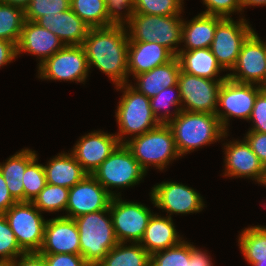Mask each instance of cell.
Here are the masks:
<instances>
[{
  "instance_id": "20",
  "label": "cell",
  "mask_w": 266,
  "mask_h": 266,
  "mask_svg": "<svg viewBox=\"0 0 266 266\" xmlns=\"http://www.w3.org/2000/svg\"><path fill=\"white\" fill-rule=\"evenodd\" d=\"M64 43L52 32L36 22L26 20L17 47V56L23 52L37 56L39 65L64 47Z\"/></svg>"
},
{
  "instance_id": "47",
  "label": "cell",
  "mask_w": 266,
  "mask_h": 266,
  "mask_svg": "<svg viewBox=\"0 0 266 266\" xmlns=\"http://www.w3.org/2000/svg\"><path fill=\"white\" fill-rule=\"evenodd\" d=\"M211 260L207 252L190 243V266H213Z\"/></svg>"
},
{
  "instance_id": "49",
  "label": "cell",
  "mask_w": 266,
  "mask_h": 266,
  "mask_svg": "<svg viewBox=\"0 0 266 266\" xmlns=\"http://www.w3.org/2000/svg\"><path fill=\"white\" fill-rule=\"evenodd\" d=\"M4 3L11 4L12 6L20 7L23 10L27 8L31 0H1Z\"/></svg>"
},
{
  "instance_id": "32",
  "label": "cell",
  "mask_w": 266,
  "mask_h": 266,
  "mask_svg": "<svg viewBox=\"0 0 266 266\" xmlns=\"http://www.w3.org/2000/svg\"><path fill=\"white\" fill-rule=\"evenodd\" d=\"M70 9L90 28L108 27L105 0H70Z\"/></svg>"
},
{
  "instance_id": "11",
  "label": "cell",
  "mask_w": 266,
  "mask_h": 266,
  "mask_svg": "<svg viewBox=\"0 0 266 266\" xmlns=\"http://www.w3.org/2000/svg\"><path fill=\"white\" fill-rule=\"evenodd\" d=\"M88 72L87 57L81 45H65L38 65V78L45 80L83 83L86 81Z\"/></svg>"
},
{
  "instance_id": "24",
  "label": "cell",
  "mask_w": 266,
  "mask_h": 266,
  "mask_svg": "<svg viewBox=\"0 0 266 266\" xmlns=\"http://www.w3.org/2000/svg\"><path fill=\"white\" fill-rule=\"evenodd\" d=\"M180 70L179 59L175 56L168 63L133 77V79L137 80V83L134 84L136 86H133V88L151 99L162 90L176 86Z\"/></svg>"
},
{
  "instance_id": "28",
  "label": "cell",
  "mask_w": 266,
  "mask_h": 266,
  "mask_svg": "<svg viewBox=\"0 0 266 266\" xmlns=\"http://www.w3.org/2000/svg\"><path fill=\"white\" fill-rule=\"evenodd\" d=\"M36 151L22 149L0 163V172L6 181L9 193L16 202H24L23 175L27 165L38 156Z\"/></svg>"
},
{
  "instance_id": "22",
  "label": "cell",
  "mask_w": 266,
  "mask_h": 266,
  "mask_svg": "<svg viewBox=\"0 0 266 266\" xmlns=\"http://www.w3.org/2000/svg\"><path fill=\"white\" fill-rule=\"evenodd\" d=\"M175 56L157 42L129 41L128 46V76L135 77L148 72L157 66L164 65Z\"/></svg>"
},
{
  "instance_id": "45",
  "label": "cell",
  "mask_w": 266,
  "mask_h": 266,
  "mask_svg": "<svg viewBox=\"0 0 266 266\" xmlns=\"http://www.w3.org/2000/svg\"><path fill=\"white\" fill-rule=\"evenodd\" d=\"M10 264L12 266H47L44 257L38 252L24 253L18 259L11 261Z\"/></svg>"
},
{
  "instance_id": "14",
  "label": "cell",
  "mask_w": 266,
  "mask_h": 266,
  "mask_svg": "<svg viewBox=\"0 0 266 266\" xmlns=\"http://www.w3.org/2000/svg\"><path fill=\"white\" fill-rule=\"evenodd\" d=\"M151 189L153 206L165 210L170 218L173 214L198 213L205 207L200 193L182 183L163 181Z\"/></svg>"
},
{
  "instance_id": "39",
  "label": "cell",
  "mask_w": 266,
  "mask_h": 266,
  "mask_svg": "<svg viewBox=\"0 0 266 266\" xmlns=\"http://www.w3.org/2000/svg\"><path fill=\"white\" fill-rule=\"evenodd\" d=\"M70 9V0H31L25 9V19L35 22L44 15H53Z\"/></svg>"
},
{
  "instance_id": "17",
  "label": "cell",
  "mask_w": 266,
  "mask_h": 266,
  "mask_svg": "<svg viewBox=\"0 0 266 266\" xmlns=\"http://www.w3.org/2000/svg\"><path fill=\"white\" fill-rule=\"evenodd\" d=\"M112 196L90 174L69 189L67 215L63 217L74 219L82 215L105 210L109 207Z\"/></svg>"
},
{
  "instance_id": "26",
  "label": "cell",
  "mask_w": 266,
  "mask_h": 266,
  "mask_svg": "<svg viewBox=\"0 0 266 266\" xmlns=\"http://www.w3.org/2000/svg\"><path fill=\"white\" fill-rule=\"evenodd\" d=\"M222 17L198 14L189 22L183 21L182 41L184 47L178 48L179 51H190L199 48H210L214 39L217 24Z\"/></svg>"
},
{
  "instance_id": "52",
  "label": "cell",
  "mask_w": 266,
  "mask_h": 266,
  "mask_svg": "<svg viewBox=\"0 0 266 266\" xmlns=\"http://www.w3.org/2000/svg\"><path fill=\"white\" fill-rule=\"evenodd\" d=\"M263 89L266 90V75H265L264 80H263Z\"/></svg>"
},
{
  "instance_id": "37",
  "label": "cell",
  "mask_w": 266,
  "mask_h": 266,
  "mask_svg": "<svg viewBox=\"0 0 266 266\" xmlns=\"http://www.w3.org/2000/svg\"><path fill=\"white\" fill-rule=\"evenodd\" d=\"M183 0H134V13L173 16L183 12Z\"/></svg>"
},
{
  "instance_id": "1",
  "label": "cell",
  "mask_w": 266,
  "mask_h": 266,
  "mask_svg": "<svg viewBox=\"0 0 266 266\" xmlns=\"http://www.w3.org/2000/svg\"><path fill=\"white\" fill-rule=\"evenodd\" d=\"M126 31L125 26L113 25L90 28L81 45L87 57L89 70L97 67L115 86L129 83V39Z\"/></svg>"
},
{
  "instance_id": "43",
  "label": "cell",
  "mask_w": 266,
  "mask_h": 266,
  "mask_svg": "<svg viewBox=\"0 0 266 266\" xmlns=\"http://www.w3.org/2000/svg\"><path fill=\"white\" fill-rule=\"evenodd\" d=\"M47 266H90L80 254H41Z\"/></svg>"
},
{
  "instance_id": "30",
  "label": "cell",
  "mask_w": 266,
  "mask_h": 266,
  "mask_svg": "<svg viewBox=\"0 0 266 266\" xmlns=\"http://www.w3.org/2000/svg\"><path fill=\"white\" fill-rule=\"evenodd\" d=\"M239 235V248L249 264L266 261V226H249Z\"/></svg>"
},
{
  "instance_id": "40",
  "label": "cell",
  "mask_w": 266,
  "mask_h": 266,
  "mask_svg": "<svg viewBox=\"0 0 266 266\" xmlns=\"http://www.w3.org/2000/svg\"><path fill=\"white\" fill-rule=\"evenodd\" d=\"M105 3L108 15V27L112 25L125 26L132 19L134 14V0H105ZM122 9L124 12H127L122 13Z\"/></svg>"
},
{
  "instance_id": "10",
  "label": "cell",
  "mask_w": 266,
  "mask_h": 266,
  "mask_svg": "<svg viewBox=\"0 0 266 266\" xmlns=\"http://www.w3.org/2000/svg\"><path fill=\"white\" fill-rule=\"evenodd\" d=\"M262 90L259 85L238 83L229 78L222 82L218 93V107L215 115L227 131L231 117L249 121L255 99Z\"/></svg>"
},
{
  "instance_id": "50",
  "label": "cell",
  "mask_w": 266,
  "mask_h": 266,
  "mask_svg": "<svg viewBox=\"0 0 266 266\" xmlns=\"http://www.w3.org/2000/svg\"><path fill=\"white\" fill-rule=\"evenodd\" d=\"M266 0H242L243 9L248 6H265Z\"/></svg>"
},
{
  "instance_id": "5",
  "label": "cell",
  "mask_w": 266,
  "mask_h": 266,
  "mask_svg": "<svg viewBox=\"0 0 266 266\" xmlns=\"http://www.w3.org/2000/svg\"><path fill=\"white\" fill-rule=\"evenodd\" d=\"M124 144L146 172L152 165L162 171L171 161L181 157L167 124H160L142 135L129 138Z\"/></svg>"
},
{
  "instance_id": "27",
  "label": "cell",
  "mask_w": 266,
  "mask_h": 266,
  "mask_svg": "<svg viewBox=\"0 0 266 266\" xmlns=\"http://www.w3.org/2000/svg\"><path fill=\"white\" fill-rule=\"evenodd\" d=\"M181 70L185 73L212 80H225L228 75L218 77L224 71L217 62L210 48H199L190 51H179L177 55Z\"/></svg>"
},
{
  "instance_id": "41",
  "label": "cell",
  "mask_w": 266,
  "mask_h": 266,
  "mask_svg": "<svg viewBox=\"0 0 266 266\" xmlns=\"http://www.w3.org/2000/svg\"><path fill=\"white\" fill-rule=\"evenodd\" d=\"M207 7L202 14L231 18L235 12H244L242 0H202ZM231 15V16H230Z\"/></svg>"
},
{
  "instance_id": "23",
  "label": "cell",
  "mask_w": 266,
  "mask_h": 266,
  "mask_svg": "<svg viewBox=\"0 0 266 266\" xmlns=\"http://www.w3.org/2000/svg\"><path fill=\"white\" fill-rule=\"evenodd\" d=\"M182 239L175 229L172 217H163L153 213L139 243L152 255L180 244Z\"/></svg>"
},
{
  "instance_id": "31",
  "label": "cell",
  "mask_w": 266,
  "mask_h": 266,
  "mask_svg": "<svg viewBox=\"0 0 266 266\" xmlns=\"http://www.w3.org/2000/svg\"><path fill=\"white\" fill-rule=\"evenodd\" d=\"M25 21V10L0 0V39L17 46Z\"/></svg>"
},
{
  "instance_id": "13",
  "label": "cell",
  "mask_w": 266,
  "mask_h": 266,
  "mask_svg": "<svg viewBox=\"0 0 266 266\" xmlns=\"http://www.w3.org/2000/svg\"><path fill=\"white\" fill-rule=\"evenodd\" d=\"M223 81L198 77L180 70L177 84L182 110L215 114Z\"/></svg>"
},
{
  "instance_id": "34",
  "label": "cell",
  "mask_w": 266,
  "mask_h": 266,
  "mask_svg": "<svg viewBox=\"0 0 266 266\" xmlns=\"http://www.w3.org/2000/svg\"><path fill=\"white\" fill-rule=\"evenodd\" d=\"M69 189L46 183L32 203L40 212L66 211Z\"/></svg>"
},
{
  "instance_id": "42",
  "label": "cell",
  "mask_w": 266,
  "mask_h": 266,
  "mask_svg": "<svg viewBox=\"0 0 266 266\" xmlns=\"http://www.w3.org/2000/svg\"><path fill=\"white\" fill-rule=\"evenodd\" d=\"M249 120L253 123L249 131L266 133V90L258 93Z\"/></svg>"
},
{
  "instance_id": "18",
  "label": "cell",
  "mask_w": 266,
  "mask_h": 266,
  "mask_svg": "<svg viewBox=\"0 0 266 266\" xmlns=\"http://www.w3.org/2000/svg\"><path fill=\"white\" fill-rule=\"evenodd\" d=\"M120 144L116 133L94 130L82 136L70 152L83 169L92 175Z\"/></svg>"
},
{
  "instance_id": "33",
  "label": "cell",
  "mask_w": 266,
  "mask_h": 266,
  "mask_svg": "<svg viewBox=\"0 0 266 266\" xmlns=\"http://www.w3.org/2000/svg\"><path fill=\"white\" fill-rule=\"evenodd\" d=\"M174 90H176V92ZM174 92L176 93L175 95H174ZM150 106L158 122L160 124H168L182 110L178 84L173 87H168L162 90L160 93H158L154 97H152L150 99ZM171 106H174V107L176 106V109L173 110L174 112L170 111ZM161 109L162 110L165 109V112L163 111L160 114L159 112L161 111Z\"/></svg>"
},
{
  "instance_id": "25",
  "label": "cell",
  "mask_w": 266,
  "mask_h": 266,
  "mask_svg": "<svg viewBox=\"0 0 266 266\" xmlns=\"http://www.w3.org/2000/svg\"><path fill=\"white\" fill-rule=\"evenodd\" d=\"M46 183L65 188H72L83 180L88 173L77 162L71 153H59L43 165Z\"/></svg>"
},
{
  "instance_id": "8",
  "label": "cell",
  "mask_w": 266,
  "mask_h": 266,
  "mask_svg": "<svg viewBox=\"0 0 266 266\" xmlns=\"http://www.w3.org/2000/svg\"><path fill=\"white\" fill-rule=\"evenodd\" d=\"M17 243L25 252H39L47 220L32 202H16L4 213Z\"/></svg>"
},
{
  "instance_id": "4",
  "label": "cell",
  "mask_w": 266,
  "mask_h": 266,
  "mask_svg": "<svg viewBox=\"0 0 266 266\" xmlns=\"http://www.w3.org/2000/svg\"><path fill=\"white\" fill-rule=\"evenodd\" d=\"M117 90L123 91L116 110V120L119 132L116 135L119 142L124 144L126 135L135 137L152 130L160 125L154 116L150 99L139 93L130 83L115 86ZM133 135V136H132Z\"/></svg>"
},
{
  "instance_id": "38",
  "label": "cell",
  "mask_w": 266,
  "mask_h": 266,
  "mask_svg": "<svg viewBox=\"0 0 266 266\" xmlns=\"http://www.w3.org/2000/svg\"><path fill=\"white\" fill-rule=\"evenodd\" d=\"M24 253L5 215L0 214V263H10Z\"/></svg>"
},
{
  "instance_id": "36",
  "label": "cell",
  "mask_w": 266,
  "mask_h": 266,
  "mask_svg": "<svg viewBox=\"0 0 266 266\" xmlns=\"http://www.w3.org/2000/svg\"><path fill=\"white\" fill-rule=\"evenodd\" d=\"M36 156L26 167L23 175L24 202H32L46 185V174Z\"/></svg>"
},
{
  "instance_id": "7",
  "label": "cell",
  "mask_w": 266,
  "mask_h": 266,
  "mask_svg": "<svg viewBox=\"0 0 266 266\" xmlns=\"http://www.w3.org/2000/svg\"><path fill=\"white\" fill-rule=\"evenodd\" d=\"M146 173L126 145L120 144L92 173V176L112 197H116L121 194L120 192L116 194L112 188L116 187L119 190V188L133 187L139 184Z\"/></svg>"
},
{
  "instance_id": "6",
  "label": "cell",
  "mask_w": 266,
  "mask_h": 266,
  "mask_svg": "<svg viewBox=\"0 0 266 266\" xmlns=\"http://www.w3.org/2000/svg\"><path fill=\"white\" fill-rule=\"evenodd\" d=\"M180 16L134 13L132 19L125 25L128 39L129 41L157 42L177 56L183 29V18Z\"/></svg>"
},
{
  "instance_id": "2",
  "label": "cell",
  "mask_w": 266,
  "mask_h": 266,
  "mask_svg": "<svg viewBox=\"0 0 266 266\" xmlns=\"http://www.w3.org/2000/svg\"><path fill=\"white\" fill-rule=\"evenodd\" d=\"M167 125L171 128L180 156L220 141L228 134L212 113L181 110Z\"/></svg>"
},
{
  "instance_id": "29",
  "label": "cell",
  "mask_w": 266,
  "mask_h": 266,
  "mask_svg": "<svg viewBox=\"0 0 266 266\" xmlns=\"http://www.w3.org/2000/svg\"><path fill=\"white\" fill-rule=\"evenodd\" d=\"M151 255L140 245L119 242L96 266H150Z\"/></svg>"
},
{
  "instance_id": "19",
  "label": "cell",
  "mask_w": 266,
  "mask_h": 266,
  "mask_svg": "<svg viewBox=\"0 0 266 266\" xmlns=\"http://www.w3.org/2000/svg\"><path fill=\"white\" fill-rule=\"evenodd\" d=\"M40 254H80L79 231L74 219L58 216L47 220Z\"/></svg>"
},
{
  "instance_id": "16",
  "label": "cell",
  "mask_w": 266,
  "mask_h": 266,
  "mask_svg": "<svg viewBox=\"0 0 266 266\" xmlns=\"http://www.w3.org/2000/svg\"><path fill=\"white\" fill-rule=\"evenodd\" d=\"M224 163L226 177H245L266 186V168L260 162L250 145L244 140L224 143Z\"/></svg>"
},
{
  "instance_id": "51",
  "label": "cell",
  "mask_w": 266,
  "mask_h": 266,
  "mask_svg": "<svg viewBox=\"0 0 266 266\" xmlns=\"http://www.w3.org/2000/svg\"><path fill=\"white\" fill-rule=\"evenodd\" d=\"M252 266H266V261H258L254 264H250Z\"/></svg>"
},
{
  "instance_id": "15",
  "label": "cell",
  "mask_w": 266,
  "mask_h": 266,
  "mask_svg": "<svg viewBox=\"0 0 266 266\" xmlns=\"http://www.w3.org/2000/svg\"><path fill=\"white\" fill-rule=\"evenodd\" d=\"M228 73V78L247 84H256L263 89L266 75V41H262L255 31L243 43L237 62Z\"/></svg>"
},
{
  "instance_id": "46",
  "label": "cell",
  "mask_w": 266,
  "mask_h": 266,
  "mask_svg": "<svg viewBox=\"0 0 266 266\" xmlns=\"http://www.w3.org/2000/svg\"><path fill=\"white\" fill-rule=\"evenodd\" d=\"M17 58V47L14 43L0 39V68Z\"/></svg>"
},
{
  "instance_id": "44",
  "label": "cell",
  "mask_w": 266,
  "mask_h": 266,
  "mask_svg": "<svg viewBox=\"0 0 266 266\" xmlns=\"http://www.w3.org/2000/svg\"><path fill=\"white\" fill-rule=\"evenodd\" d=\"M244 139L266 168V133L248 131Z\"/></svg>"
},
{
  "instance_id": "35",
  "label": "cell",
  "mask_w": 266,
  "mask_h": 266,
  "mask_svg": "<svg viewBox=\"0 0 266 266\" xmlns=\"http://www.w3.org/2000/svg\"><path fill=\"white\" fill-rule=\"evenodd\" d=\"M150 266H190V242L153 253Z\"/></svg>"
},
{
  "instance_id": "3",
  "label": "cell",
  "mask_w": 266,
  "mask_h": 266,
  "mask_svg": "<svg viewBox=\"0 0 266 266\" xmlns=\"http://www.w3.org/2000/svg\"><path fill=\"white\" fill-rule=\"evenodd\" d=\"M74 221L79 231L80 255L90 266H96L119 243L109 207L74 218Z\"/></svg>"
},
{
  "instance_id": "53",
  "label": "cell",
  "mask_w": 266,
  "mask_h": 266,
  "mask_svg": "<svg viewBox=\"0 0 266 266\" xmlns=\"http://www.w3.org/2000/svg\"><path fill=\"white\" fill-rule=\"evenodd\" d=\"M0 266H12L10 263H0Z\"/></svg>"
},
{
  "instance_id": "48",
  "label": "cell",
  "mask_w": 266,
  "mask_h": 266,
  "mask_svg": "<svg viewBox=\"0 0 266 266\" xmlns=\"http://www.w3.org/2000/svg\"><path fill=\"white\" fill-rule=\"evenodd\" d=\"M15 203L0 172V214H4Z\"/></svg>"
},
{
  "instance_id": "12",
  "label": "cell",
  "mask_w": 266,
  "mask_h": 266,
  "mask_svg": "<svg viewBox=\"0 0 266 266\" xmlns=\"http://www.w3.org/2000/svg\"><path fill=\"white\" fill-rule=\"evenodd\" d=\"M114 232L118 242L139 243L153 212L145 205L112 197L109 204Z\"/></svg>"
},
{
  "instance_id": "21",
  "label": "cell",
  "mask_w": 266,
  "mask_h": 266,
  "mask_svg": "<svg viewBox=\"0 0 266 266\" xmlns=\"http://www.w3.org/2000/svg\"><path fill=\"white\" fill-rule=\"evenodd\" d=\"M35 22L52 31L64 45H82L90 29L71 9L53 15H44Z\"/></svg>"
},
{
  "instance_id": "9",
  "label": "cell",
  "mask_w": 266,
  "mask_h": 266,
  "mask_svg": "<svg viewBox=\"0 0 266 266\" xmlns=\"http://www.w3.org/2000/svg\"><path fill=\"white\" fill-rule=\"evenodd\" d=\"M247 20L239 18H223L216 26L210 50L217 62L226 71L235 66L243 43L255 31Z\"/></svg>"
}]
</instances>
